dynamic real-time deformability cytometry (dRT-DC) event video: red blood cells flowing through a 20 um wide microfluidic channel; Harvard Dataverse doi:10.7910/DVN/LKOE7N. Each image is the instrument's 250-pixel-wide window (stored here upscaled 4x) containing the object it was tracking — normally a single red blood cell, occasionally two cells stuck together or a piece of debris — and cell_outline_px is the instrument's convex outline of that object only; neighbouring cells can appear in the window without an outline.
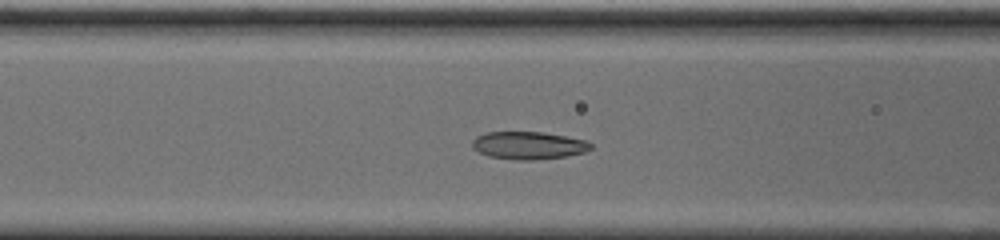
{"species": "common noctule bat (a hibernating species)", "species_latin": "Nyctalus noctula", "temperature_condition": "cold", "stored_images_in_passage": 50, "camera_frame_rate_fps": 3000, "um_per_image_px": 0.085, "animal": {"sex": "male", "body_mass_g": 20.0, "forearm_length_mm": 53.3}, "frame": {"image": 1, "passage_image": 16, "time_ms": 5.0, "image_size_px": [1000, 240], "cell_outline_px": [[592, 148], [584, 152], [564, 156], [532, 160], [516, 160], [488, 156], [472, 148], [472, 140], [476, 136], [488, 132], [544, 132], [584, 140], [592, 144]], "centroid_in_image_um": [44.89, 12.36], "position_along_channel_um": 121.7, "area_um2": 18.96}}
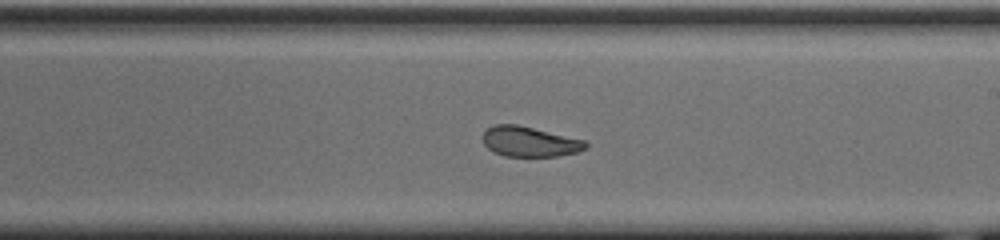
{"frame": {"image": 2, "passage_image": 26, "time_ms": 8.333, "image_size_px": [1000, 240], "cell_outline_px": [[588, 148], [576, 152], [556, 156], [504, 156], [492, 152], [484, 144], [480, 136], [488, 128], [496, 124], [516, 124], [584, 140], [588, 144]], "centroid_in_image_um": [44.97, 12.04], "position_along_channel_um": 244.0, "area_um2": 18.03}}
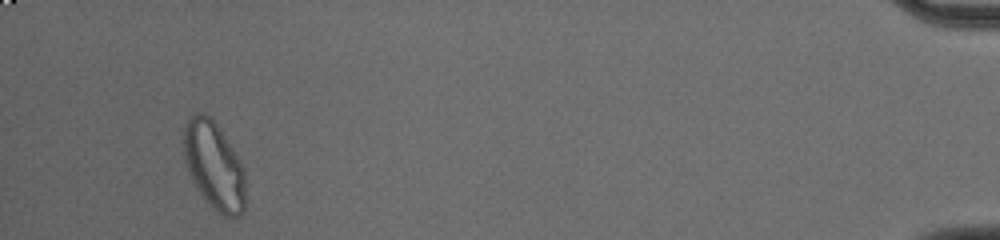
{"frame": {"image": 3, "passage_image": 47, "time_ms": 15.333, "image_size_px": [1000, 240], "cell_outline_px": [[244, 212], [240, 216], [224, 216], [196, 188], [188, 172], [184, 160], [180, 132], [184, 124], [196, 112], [204, 112], [216, 124], [224, 136], [244, 168]], "centroid_in_image_um": [18.13, 14.01], "position_along_channel_um": 417.1, "area_um2": 31.33}, "authors_computed_cell_mechanics": {"area_um2": 19.7098, "velocity_mm_per_s": 3.6876, "shape_relaxation_time_tau1_ms": null, "shape_relaxation_time_tau2_ms": 1.8108, "deformation_change_tau1": null, "deformation_change_tau2": 0.0719}}